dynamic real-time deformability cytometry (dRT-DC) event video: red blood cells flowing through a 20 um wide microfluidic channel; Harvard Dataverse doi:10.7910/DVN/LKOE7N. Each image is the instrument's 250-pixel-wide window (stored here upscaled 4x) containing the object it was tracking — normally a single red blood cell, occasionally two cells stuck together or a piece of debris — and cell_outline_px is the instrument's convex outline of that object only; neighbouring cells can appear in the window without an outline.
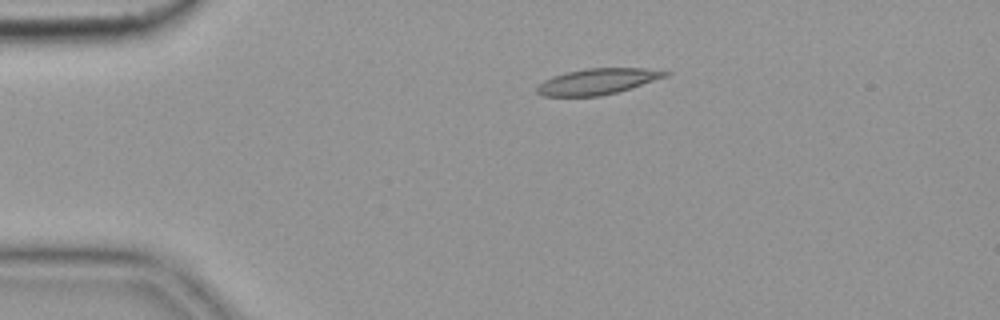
{"species": "common noctule bat (a hibernating species)", "species_latin": "Nyctalus noctula", "temperature_condition": "cold", "stored_images_in_passage": 3, "camera_frame_rate_fps": 3000, "um_per_image_px": 0.085, "animal": {"sex": "female", "body_mass_g": 19.9}, "frame": {"image": 1, "passage_image": 1, "time_ms": 0.0, "image_size_px": [1000, 320], "cell_outline_px": [[672, 72], [668, 76], [632, 88], [600, 96], [540, 96], [536, 92], [536, 88], [544, 80], [552, 76], [584, 68], [644, 68]], "centroid_in_image_um": [50.79, 6.92], "position_along_channel_um": 34.2, "area_um2": 19.42}}